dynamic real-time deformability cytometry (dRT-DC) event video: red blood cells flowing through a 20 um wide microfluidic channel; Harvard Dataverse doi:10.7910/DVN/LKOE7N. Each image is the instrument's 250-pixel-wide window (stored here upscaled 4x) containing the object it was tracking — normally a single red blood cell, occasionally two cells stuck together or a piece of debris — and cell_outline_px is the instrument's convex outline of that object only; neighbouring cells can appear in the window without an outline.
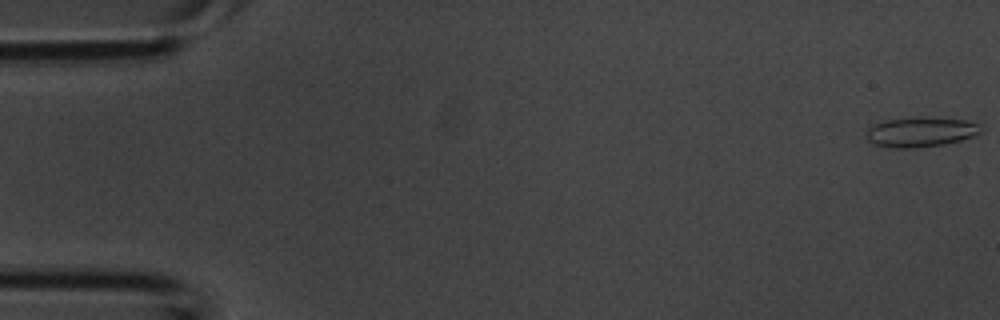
{"species": "common noctule bat (a hibernating species)", "species_latin": "Nyctalus noctula", "temperature_condition": "room temperature", "stored_images_in_passage": 42, "camera_frame_rate_fps": 3000, "um_per_image_px": 0.085, "animal": {"sex": "male", "body_mass_g": 20.1, "forearm_length_mm": 53.5}, "frame": {"image": 1, "passage_image": 1, "time_ms": 0.0, "image_size_px": [1000, 320], "cell_outline_px": [[980, 132], [972, 136], [960, 140], [944, 144], [916, 148], [888, 148], [876, 144], [868, 140], [864, 132], [868, 128], [884, 120], [920, 116], [924, 116], [964, 120], [976, 124]], "centroid_in_image_um": [78.17, 11.21], "position_along_channel_um": 6.8, "area_um2": 19.88}}
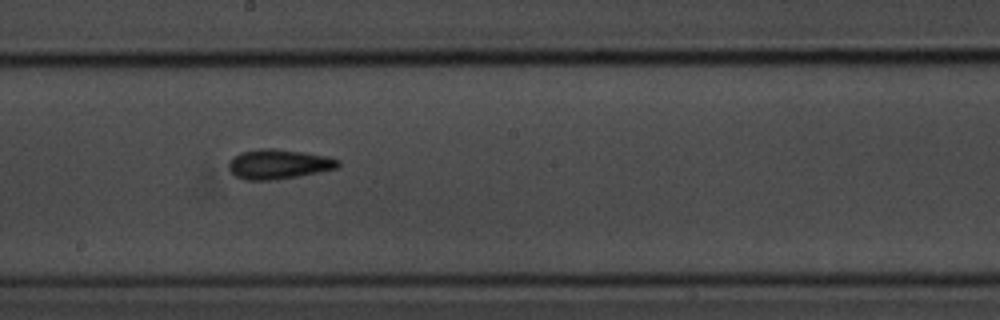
{"frame": {"image": 2, "passage_image": 23, "time_ms": 7.333, "image_size_px": [1000, 320], "cell_outline_px": [[340, 164], [336, 168], [276, 180], [244, 180], [236, 176], [228, 168], [228, 160], [240, 152], [260, 148], [276, 148], [304, 152], [328, 156], [340, 160]], "centroid_in_image_um": [23.64, 13.94], "position_along_channel_um": 224.6, "area_um2": 19.02}}
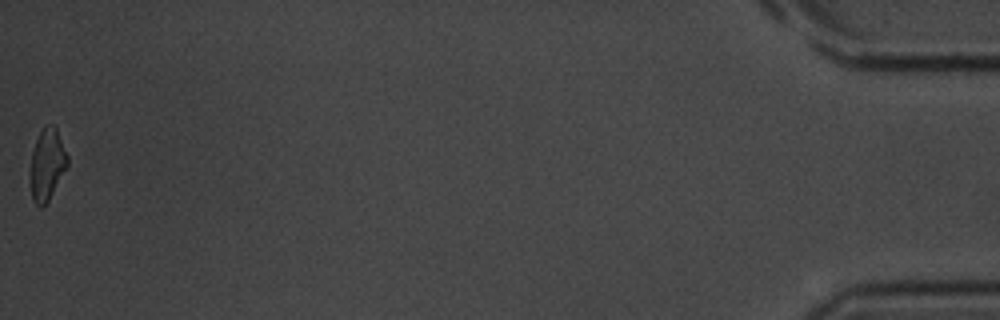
{"frame": {"image": 3, "passage_image": 42, "time_ms": 13.667, "image_size_px": [1000, 320], "cell_outline_px": [[68, 164], [48, 200], [40, 208], [32, 200], [32, 152], [36, 140], [40, 132], [48, 124], [52, 124], [56, 128], [68, 156]], "centroid_in_image_um": [4.02, 13.95], "position_along_channel_um": 431.2, "area_um2": 14.8}}